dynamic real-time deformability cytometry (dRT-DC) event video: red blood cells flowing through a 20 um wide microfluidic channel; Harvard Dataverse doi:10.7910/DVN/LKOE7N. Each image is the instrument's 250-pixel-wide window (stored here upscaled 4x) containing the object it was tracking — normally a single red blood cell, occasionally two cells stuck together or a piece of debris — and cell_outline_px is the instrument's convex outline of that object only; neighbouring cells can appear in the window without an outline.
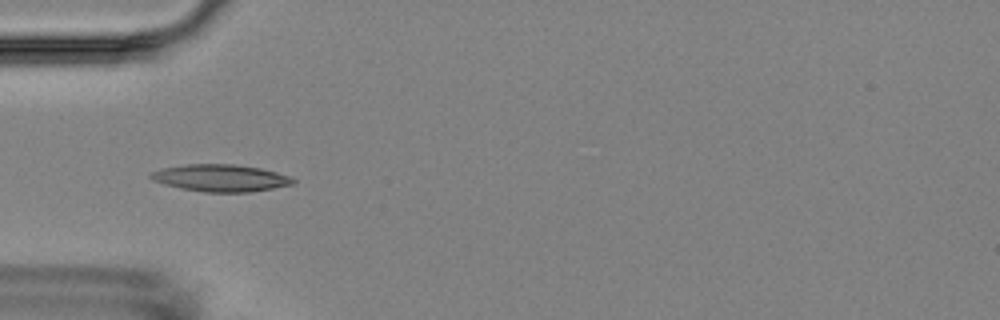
{"species": "Egyptian fruit bat (a non-hibernating species)", "species_latin": "Rousettus aegyptiacus", "temperature_condition": "room temperature", "stored_images_in_passage": 6, "camera_frame_rate_fps": 3000, "um_per_image_px": 0.085, "animal": {"sex": "female"}, "frame": {"image": 1, "passage_image": 5, "time_ms": 4.667, "image_size_px": [1000, 320], "cell_outline_px": [[296, 184], [248, 192], [204, 192], [180, 188], [164, 184], [152, 180], [148, 176], [152, 172], [164, 168], [184, 164], [232, 164], [260, 168], [276, 172], [288, 176], [296, 180]], "centroid_in_image_um": [18.75, 15.13], "position_along_channel_um": 66.3, "area_um2": 22.37}}